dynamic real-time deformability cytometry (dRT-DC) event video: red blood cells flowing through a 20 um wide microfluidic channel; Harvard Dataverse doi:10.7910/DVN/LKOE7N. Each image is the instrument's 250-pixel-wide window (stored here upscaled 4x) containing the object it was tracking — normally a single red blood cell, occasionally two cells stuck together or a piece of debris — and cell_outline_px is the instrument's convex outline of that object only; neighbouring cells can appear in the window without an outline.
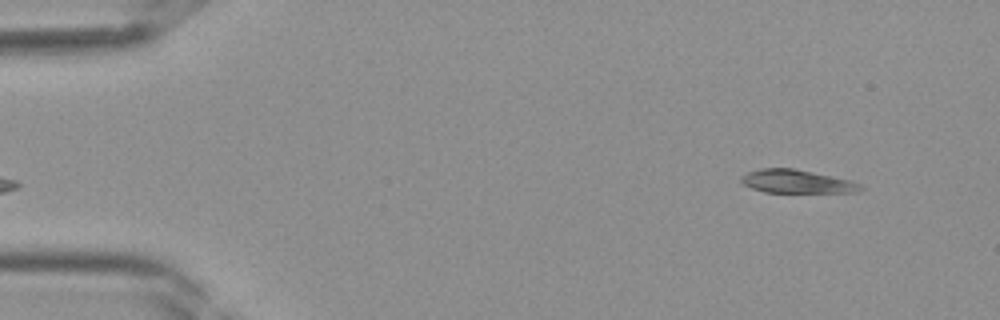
{"species": "Egyptian fruit bat (a non-hibernating species)", "species_latin": "Rousettus aegyptiacus", "temperature_condition": "room temperature", "stored_images_in_passage": 37, "camera_frame_rate_fps": 3000, "um_per_image_px": 0.085, "frame": {"image": 1, "passage_image": 1, "time_ms": 0.0, "image_size_px": [1000, 320], "cell_outline_px": [[864, 188], [856, 192], [764, 192], [752, 188], [744, 184], [740, 180], [740, 176], [748, 172], [760, 168], [792, 168], [852, 180], [860, 184]], "centroid_in_image_um": [67.71, 15.42], "position_along_channel_um": 17.3, "area_um2": 16.13}}
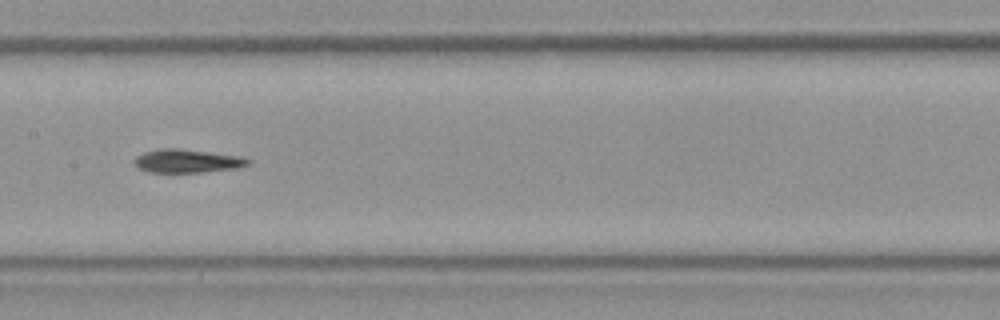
{"frame": {"image": 2, "passage_image": 17, "time_ms": 5.333, "image_size_px": [1000, 320], "cell_outline_px": [[252, 160], [248, 164], [236, 168], [204, 172], [148, 172], [140, 168], [132, 160], [136, 156], [144, 152], [160, 148], [180, 148], [240, 156]], "centroid_in_image_um": [15.89, 13.67], "position_along_channel_um": 191.5, "area_um2": 15.49}}
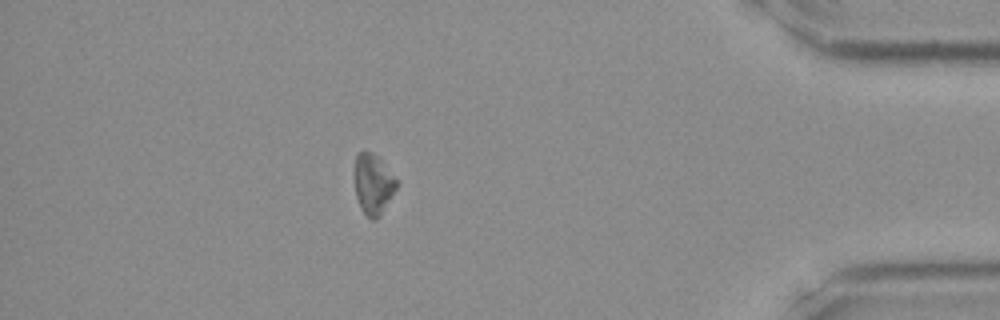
{"frame": {"image": 3, "passage_image": 32, "time_ms": 10.333, "image_size_px": [1000, 320], "cell_outline_px": [[400, 184], [380, 216], [376, 220], [372, 220], [360, 208], [356, 196], [356, 156], [360, 152], [372, 152], [400, 180]], "centroid_in_image_um": [31.79, 15.68], "position_along_channel_um": 403.4, "area_um2": 14.74}}